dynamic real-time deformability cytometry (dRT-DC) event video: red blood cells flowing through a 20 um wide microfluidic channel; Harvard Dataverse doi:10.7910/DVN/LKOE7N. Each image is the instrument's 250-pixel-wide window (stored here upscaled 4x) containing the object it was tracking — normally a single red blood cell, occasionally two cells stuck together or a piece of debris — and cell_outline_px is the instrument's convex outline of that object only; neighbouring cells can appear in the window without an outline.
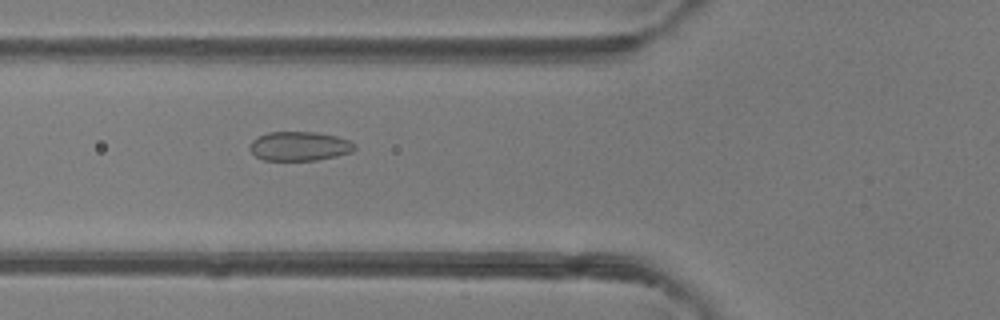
{"species": "common noctule bat (a hibernating species)", "species_latin": "Nyctalus noctula", "temperature_condition": "room temperature", "stored_images_in_passage": 45, "camera_frame_rate_fps": 3000, "um_per_image_px": 0.085, "animal": {"sex": "female"}, "frame": {"image": 1, "passage_image": 14, "time_ms": 4.333, "image_size_px": [1000, 320], "cell_outline_px": [[356, 148], [352, 152], [336, 156], [316, 160], [264, 160], [256, 156], [248, 148], [252, 140], [268, 132], [316, 132], [336, 136], [348, 140], [356, 144]], "centroid_in_image_um": [25.46, 12.42], "position_along_channel_um": 100.3, "area_um2": 17.8}}
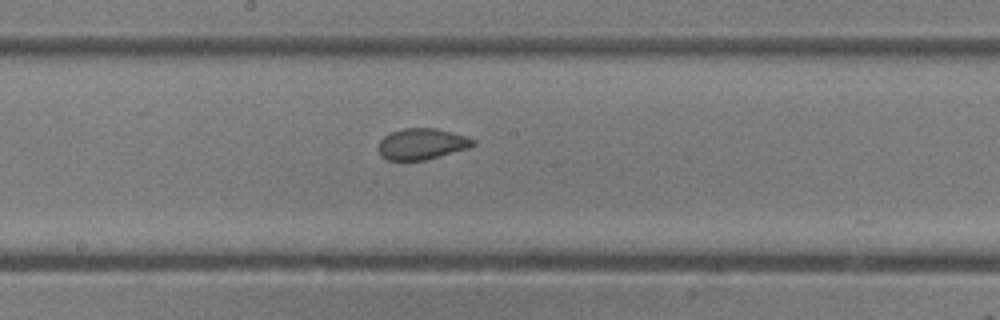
{"frame": {"image": 2, "passage_image": 22, "time_ms": 7.0, "image_size_px": [1000, 320], "cell_outline_px": [[476, 144], [468, 148], [424, 160], [388, 160], [380, 156], [380, 140], [384, 136], [392, 132], [404, 128], [436, 128], [464, 136], [476, 140]], "centroid_in_image_um": [35.85, 12.23], "position_along_channel_um": 212.3, "area_um2": 16.88}}
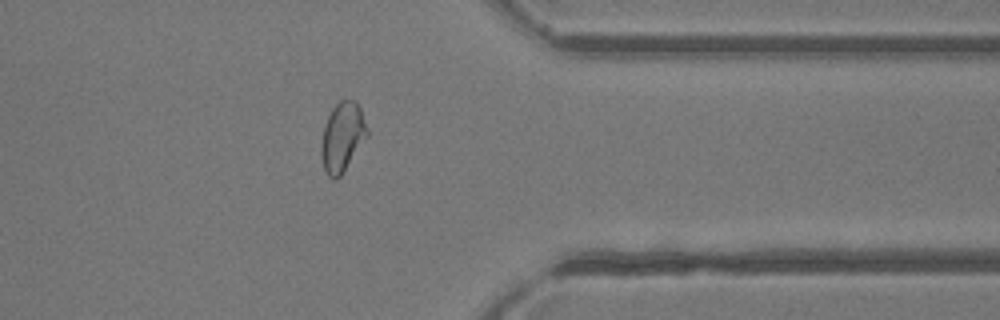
{"frame": {"image": 3, "passage_image": 35, "time_ms": 11.333, "image_size_px": [1000, 320], "cell_outline_px": [[368, 136], [340, 176], [336, 180], [332, 180], [328, 176], [324, 168], [320, 152], [320, 148], [324, 124], [332, 108], [340, 100], [356, 100], [360, 108], [368, 128]], "centroid_in_image_um": [29.09, 11.64], "position_along_channel_um": 382.3, "area_um2": 18.61}, "authors_computed_cell_mechanics": {"area_um2": 18.6116, "velocity_mm_per_s": 4.1755, "shape_relaxation_time_tau1_ms": 4.858, "shape_relaxation_time_tau2_ms": null, "deformation_change_tau1": 0.1165, "deformation_change_tau2": null}}